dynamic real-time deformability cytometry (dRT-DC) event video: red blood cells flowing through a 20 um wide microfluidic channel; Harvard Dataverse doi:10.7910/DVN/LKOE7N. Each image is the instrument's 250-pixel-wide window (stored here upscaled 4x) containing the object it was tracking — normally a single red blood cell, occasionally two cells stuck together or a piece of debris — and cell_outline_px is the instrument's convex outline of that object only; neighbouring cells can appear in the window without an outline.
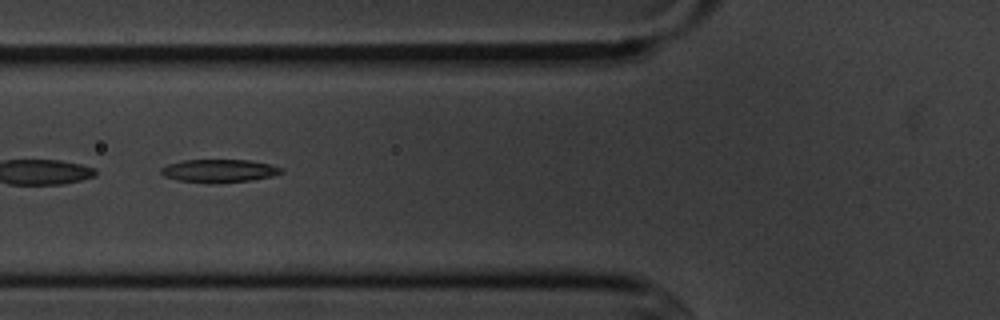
{"species": "common noctule bat (a hibernating species)", "species_latin": "Nyctalus noctula", "temperature_condition": "cold", "stored_images_in_passage": 10, "camera_frame_rate_fps": 3000, "um_per_image_px": 0.085, "animal": {"sex": "male", "body_mass_g": 20.1, "forearm_length_mm": 53.5}, "frame": {"image": 1, "passage_image": 6, "time_ms": 5.667, "image_size_px": [1000, 320], "cell_outline_px": [[284, 172], [272, 176], [252, 180], [212, 184], [208, 184], [180, 180], [164, 176], [160, 172], [160, 168], [168, 164], [184, 160], [248, 160], [272, 164], [284, 168]], "centroid_in_image_um": [18.66, 14.52], "position_along_channel_um": 107.1, "area_um2": 16.36}}
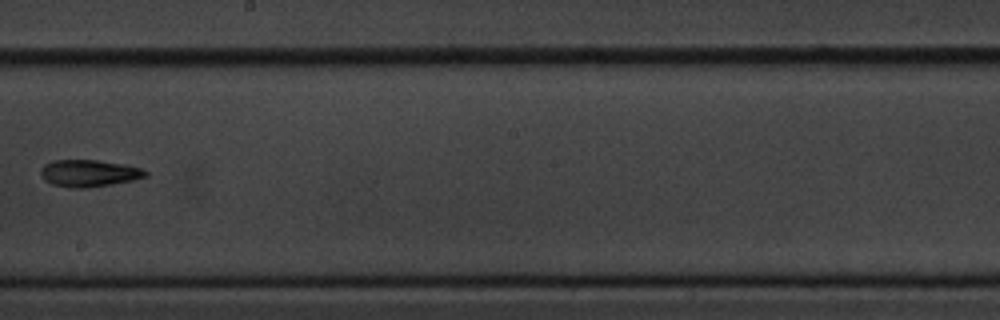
{"frame": {"image": 2, "passage_image": 9, "time_ms": 9.333, "image_size_px": [1000, 320], "cell_outline_px": [[148, 176], [132, 180], [112, 184], [88, 188], [68, 188], [52, 184], [44, 180], [40, 176], [40, 168], [44, 164], [52, 160], [96, 160], [128, 164], [144, 168], [148, 172]], "centroid_in_image_um": [7.57, 14.72], "position_along_channel_um": 240.6, "area_um2": 16.88}}
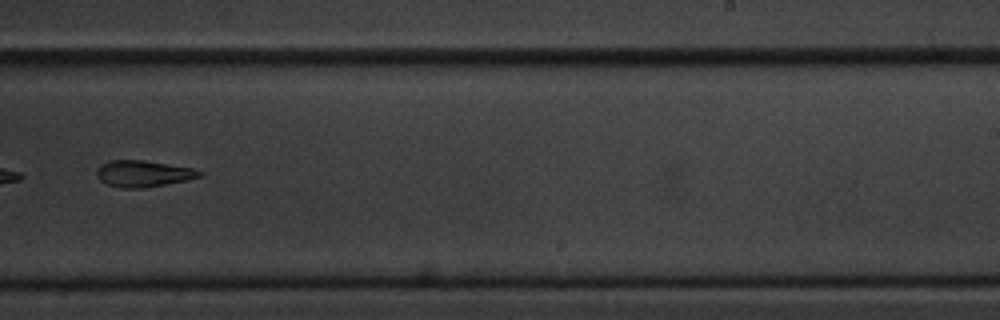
{"frame": {"image": 3, "passage_image": 10, "time_ms": 10.333, "image_size_px": [1000, 320], "cell_outline_px": [[200, 176], [184, 180], [144, 188], [120, 188], [108, 184], [100, 180], [96, 176], [96, 172], [100, 164], [112, 160], [144, 160], [192, 168], [200, 172]], "centroid_in_image_um": [12.09, 14.75], "position_along_channel_um": 276.9, "area_um2": 15.55}}